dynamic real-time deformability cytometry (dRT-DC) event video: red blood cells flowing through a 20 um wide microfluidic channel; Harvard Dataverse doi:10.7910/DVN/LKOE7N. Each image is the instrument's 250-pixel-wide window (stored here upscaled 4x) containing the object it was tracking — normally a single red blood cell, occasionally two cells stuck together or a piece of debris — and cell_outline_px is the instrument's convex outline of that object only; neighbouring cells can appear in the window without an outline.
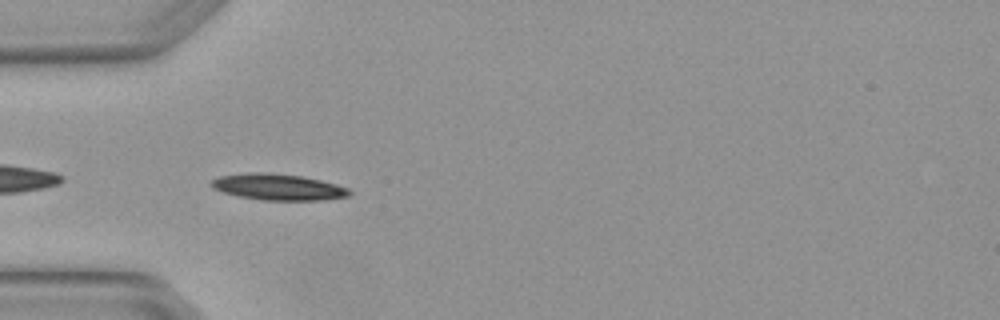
{"species": "Egyptian fruit bat (a non-hibernating species)", "species_latin": "Rousettus aegyptiacus", "temperature_condition": "warm", "stored_images_in_passage": 5, "camera_frame_rate_fps": 3000, "um_per_image_px": 0.085, "animal": {"sex": "female"}, "frame": {"image": 1, "passage_image": 4, "time_ms": 1.0, "image_size_px": [1000, 320], "cell_outline_px": [[352, 192], [348, 196], [324, 200], [260, 200], [240, 196], [224, 192], [212, 188], [208, 184], [212, 180], [220, 176], [248, 172], [268, 172], [300, 176], [320, 180], [336, 184], [348, 188]], "centroid_in_image_um": [23.63, 15.89], "position_along_channel_um": 61.4, "area_um2": 21.1}}
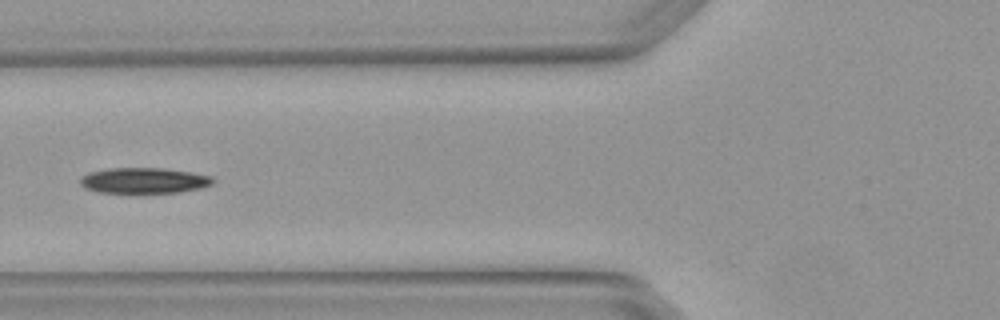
{"frame": {"image": 2, "passage_image": 5, "time_ms": 1.333, "image_size_px": [1000, 320], "cell_outline_px": [[216, 180], [212, 184], [200, 188], [180, 192], [100, 192], [84, 188], [80, 184], [80, 180], [84, 176], [92, 172], [108, 168], [164, 168], [192, 172], [212, 176]], "centroid_in_image_um": [12.29, 15.33], "position_along_channel_um": 113.5, "area_um2": 19.65}}